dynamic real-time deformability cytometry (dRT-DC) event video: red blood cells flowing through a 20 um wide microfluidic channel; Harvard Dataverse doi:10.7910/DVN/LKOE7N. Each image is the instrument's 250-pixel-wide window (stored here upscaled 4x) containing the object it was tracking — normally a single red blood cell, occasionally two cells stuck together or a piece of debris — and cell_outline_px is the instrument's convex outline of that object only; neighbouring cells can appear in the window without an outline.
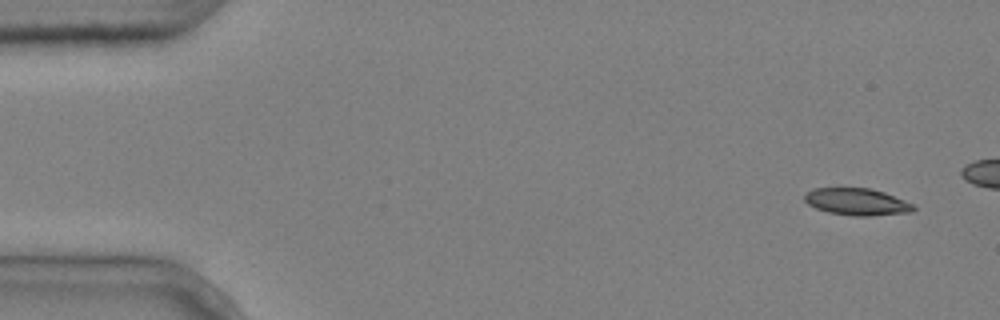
{"species": "common noctule bat (a hibernating species)", "species_latin": "Nyctalus noctula", "temperature_condition": "cold", "stored_images_in_passage": 4, "camera_frame_rate_fps": 3000, "um_per_image_px": 0.085, "animal": {"sex": "male", "body_mass_g": 20.4}, "frame": {"image": 1, "passage_image": 1, "time_ms": 0.0, "image_size_px": [1000, 320], "cell_outline_px": [[916, 208], [912, 212], [872, 216], [852, 216], [828, 212], [816, 208], [808, 204], [804, 200], [804, 196], [812, 188], [872, 188], [884, 192], [904, 200], [912, 204]], "centroid_in_image_um": [72.84, 17.15], "position_along_channel_um": 12.2, "area_um2": 17.17}}